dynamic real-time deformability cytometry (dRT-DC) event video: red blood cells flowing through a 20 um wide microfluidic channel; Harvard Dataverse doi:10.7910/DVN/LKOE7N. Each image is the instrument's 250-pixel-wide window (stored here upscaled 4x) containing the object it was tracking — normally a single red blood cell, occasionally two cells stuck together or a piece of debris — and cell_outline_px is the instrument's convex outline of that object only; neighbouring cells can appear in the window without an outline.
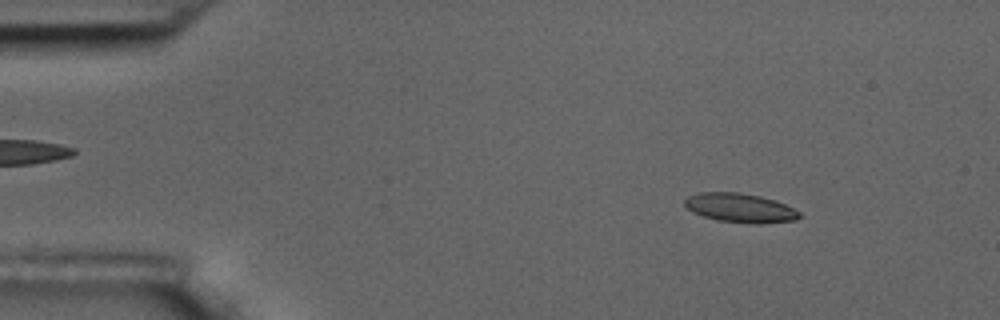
{"species": "common noctule bat (a hibernating species)", "species_latin": "Nyctalus noctula", "temperature_condition": "room temperature", "stored_images_in_passage": 6, "camera_frame_rate_fps": 3000, "um_per_image_px": 0.085, "animal": {"sex": "male", "body_mass_g": 17.5, "forearm_length_mm": 52.3}, "frame": {"image": 1, "passage_image": 2, "time_ms": 1.0, "image_size_px": [1000, 320], "cell_outline_px": [[800, 216], [796, 220], [760, 224], [752, 224], [716, 220], [692, 212], [684, 204], [684, 200], [688, 196], [696, 192], [740, 192], [760, 196], [784, 204], [800, 212]], "centroid_in_image_um": [62.88, 17.67], "position_along_channel_um": 22.1, "area_um2": 19.48}}
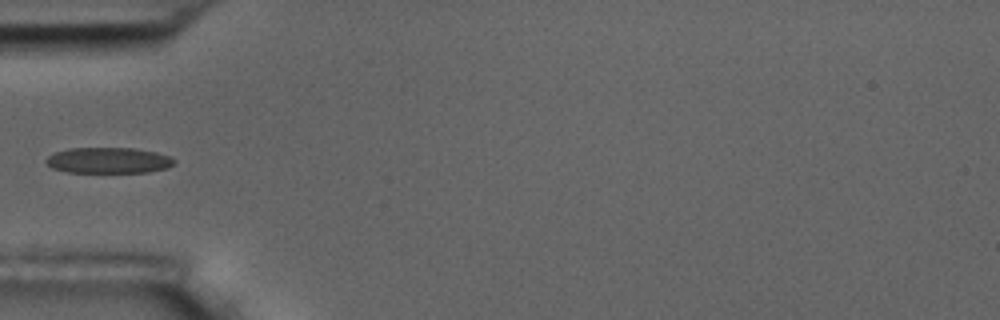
{"frame": {"image": 2, "passage_image": 5, "time_ms": 4.667, "image_size_px": [1000, 320], "cell_outline_px": [[176, 164], [168, 168], [148, 172], [68, 172], [52, 168], [44, 160], [48, 156], [56, 152], [68, 148], [132, 148], [156, 152], [168, 156], [176, 160]], "centroid_in_image_um": [9.24, 13.63], "position_along_channel_um": 75.8, "area_um2": 19.31}}